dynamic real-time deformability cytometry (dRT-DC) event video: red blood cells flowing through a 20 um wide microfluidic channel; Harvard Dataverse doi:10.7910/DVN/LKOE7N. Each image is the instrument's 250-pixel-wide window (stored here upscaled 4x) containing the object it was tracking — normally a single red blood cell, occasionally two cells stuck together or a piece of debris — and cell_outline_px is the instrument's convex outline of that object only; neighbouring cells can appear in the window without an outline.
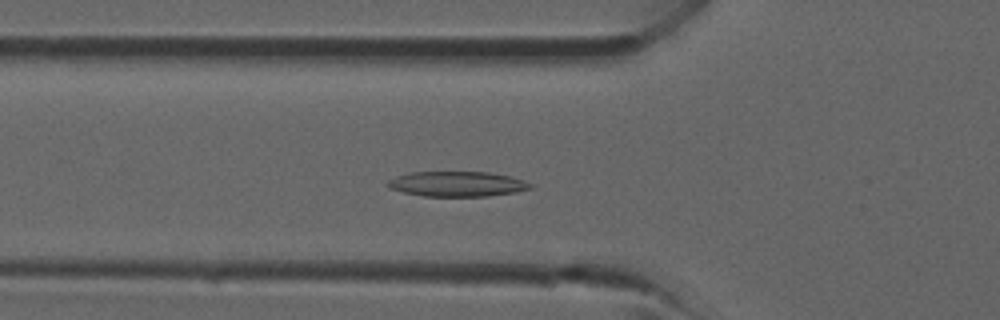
{"species": "common noctule bat (a hibernating species)", "species_latin": "Nyctalus noctula", "temperature_condition": "room temperature", "stored_images_in_passage": 38, "camera_frame_rate_fps": 3000, "um_per_image_px": 0.085, "animal": {"sex": "male", "forearm_length_mm": 52.5}, "frame": {"image": 1, "passage_image": 11, "time_ms": 3.333, "image_size_px": [1000, 320], "cell_outline_px": [[532, 188], [516, 192], [488, 196], [424, 196], [404, 192], [388, 188], [384, 184], [388, 180], [396, 176], [412, 172], [488, 172], [508, 176], [524, 180], [532, 184]], "centroid_in_image_um": [38.83, 15.64], "position_along_channel_um": 87.0, "area_um2": 20.87}}
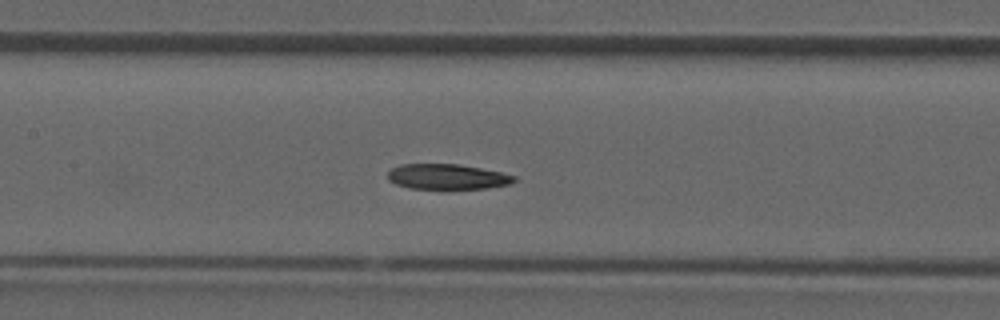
{"frame": {"image": 2, "passage_image": 16, "time_ms": 5.0, "image_size_px": [1000, 320], "cell_outline_px": [[516, 180], [512, 184], [488, 188], [408, 188], [396, 184], [388, 180], [388, 172], [392, 168], [400, 164], [460, 164], [500, 172], [516, 176]], "centroid_in_image_um": [38.02, 15.01], "position_along_channel_um": 169.4, "area_um2": 18.55}}
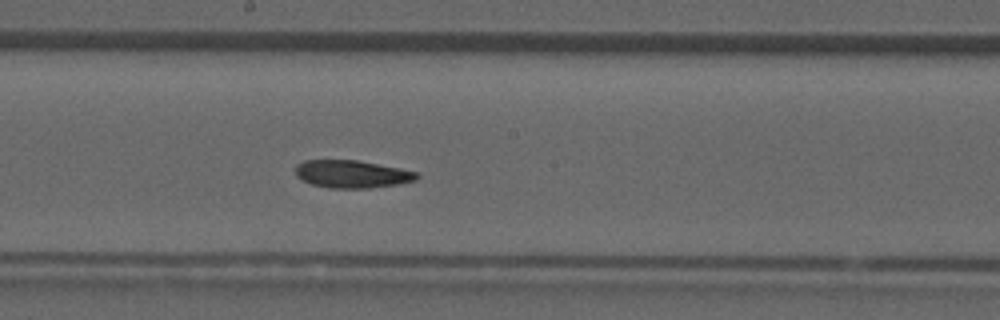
{"frame": {"image": 3, "passage_image": 19, "time_ms": 6.0, "image_size_px": [1000, 320], "cell_outline_px": [[420, 176], [416, 180], [400, 184], [368, 188], [328, 188], [312, 184], [296, 176], [296, 164], [304, 160], [356, 160], [400, 168], [416, 172]], "centroid_in_image_um": [29.92, 14.8], "position_along_channel_um": 218.3, "area_um2": 19.54}}